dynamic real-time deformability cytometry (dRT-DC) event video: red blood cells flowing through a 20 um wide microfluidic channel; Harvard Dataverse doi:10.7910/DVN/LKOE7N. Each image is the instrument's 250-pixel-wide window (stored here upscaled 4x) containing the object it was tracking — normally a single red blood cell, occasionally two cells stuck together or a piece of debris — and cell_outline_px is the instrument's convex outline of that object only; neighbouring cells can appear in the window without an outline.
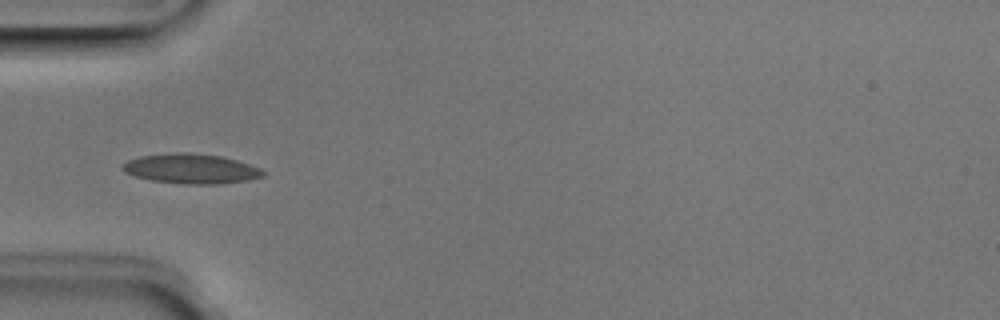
{"species": "Egyptian fruit bat (a non-hibernating species)", "species_latin": "Rousettus aegyptiacus", "temperature_condition": "room temperature", "stored_images_in_passage": 37, "camera_frame_rate_fps": 3000, "um_per_image_px": 0.085, "animal": {"sex": "male"}, "frame": {"image": 1, "passage_image": 2, "time_ms": 0.333, "image_size_px": [1000, 320], "cell_outline_px": [[264, 176], [248, 180], [216, 184], [184, 184], [152, 180], [136, 176], [124, 172], [120, 168], [120, 164], [128, 160], [140, 156], [176, 152], [188, 152], [220, 156], [236, 160], [260, 168], [264, 172]], "centroid_in_image_um": [16.2, 14.34], "position_along_channel_um": 68.8, "area_um2": 24.33}}
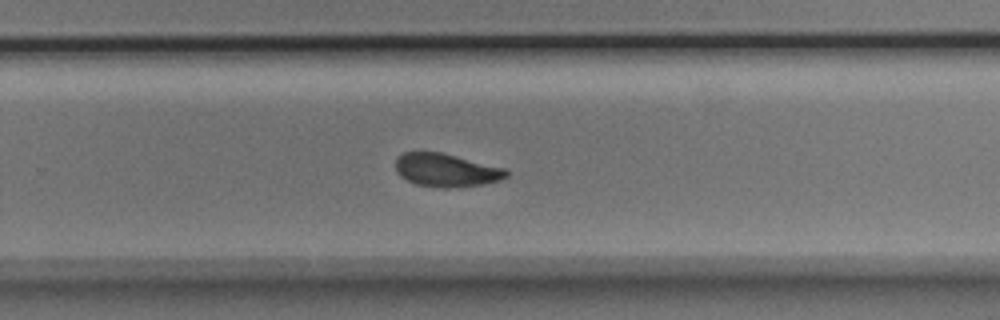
{"frame": {"image": 2, "passage_image": 19, "time_ms": 6.0, "image_size_px": [1000, 320], "cell_outline_px": [[508, 176], [500, 180], [484, 184], [448, 188], [444, 188], [416, 184], [400, 176], [396, 172], [396, 156], [404, 152], [440, 152], [508, 168]], "centroid_in_image_um": [37.95, 14.46], "position_along_channel_um": 291.9, "area_um2": 21.56}}
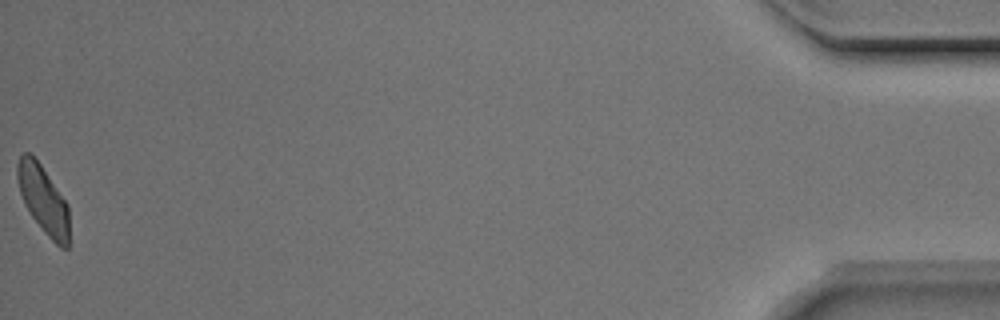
{"frame": {"image": 3, "passage_image": 37, "time_ms": 12.0, "image_size_px": [1000, 320], "cell_outline_px": [[68, 248], [60, 248], [44, 232], [32, 216], [24, 204], [20, 192], [16, 176], [16, 164], [20, 156], [24, 152], [28, 152], [40, 164], [68, 204]], "centroid_in_image_um": [3.66, 16.96], "position_along_channel_um": 431.5, "area_um2": 20.29}, "authors_computed_cell_mechanics": {"area_um2": 21.4438, "velocity_mm_per_s": 3.9491, "shape_relaxation_time_tau1_ms": 3.1799, "shape_relaxation_time_tau2_ms": 3.0542, "deformation_change_tau1": 0.112, "deformation_change_tau2": 0.0711}}